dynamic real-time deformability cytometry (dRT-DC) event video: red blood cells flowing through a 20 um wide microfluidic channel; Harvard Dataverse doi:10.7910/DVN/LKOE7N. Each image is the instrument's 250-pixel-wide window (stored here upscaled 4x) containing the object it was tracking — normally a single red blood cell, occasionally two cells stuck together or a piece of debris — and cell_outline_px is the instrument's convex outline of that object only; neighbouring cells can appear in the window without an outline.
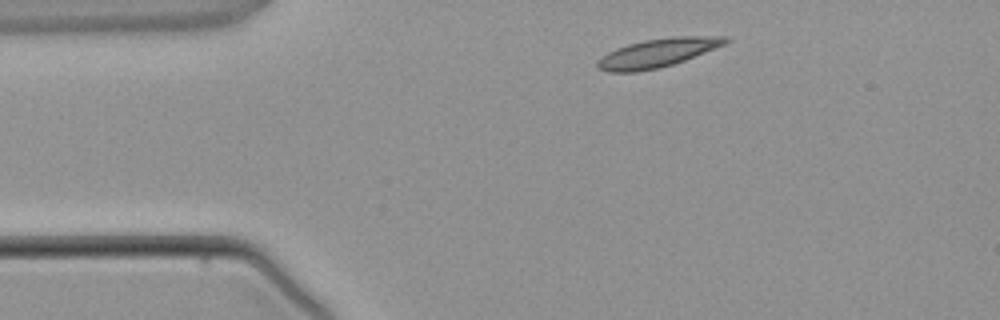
{"species": "common noctule bat (a hibernating species)", "species_latin": "Nyctalus noctula", "temperature_condition": "warm", "stored_images_in_passage": 2, "camera_frame_rate_fps": 3000, "um_per_image_px": 0.085, "animal": {"sex": "male", "body_mass_g": 21.5, "forearm_length_mm": 52.0}, "frame": {"image": 1, "passage_image": 1, "time_ms": 0.0, "image_size_px": [1000, 320], "cell_outline_px": [[732, 40], [716, 48], [684, 60], [672, 64], [656, 68], [636, 72], [608, 72], [596, 68], [596, 60], [600, 56], [616, 48], [628, 44], [644, 40], [672, 36], [728, 36]], "centroid_in_image_um": [55.86, 4.49], "position_along_channel_um": 29.1, "area_um2": 21.44}}